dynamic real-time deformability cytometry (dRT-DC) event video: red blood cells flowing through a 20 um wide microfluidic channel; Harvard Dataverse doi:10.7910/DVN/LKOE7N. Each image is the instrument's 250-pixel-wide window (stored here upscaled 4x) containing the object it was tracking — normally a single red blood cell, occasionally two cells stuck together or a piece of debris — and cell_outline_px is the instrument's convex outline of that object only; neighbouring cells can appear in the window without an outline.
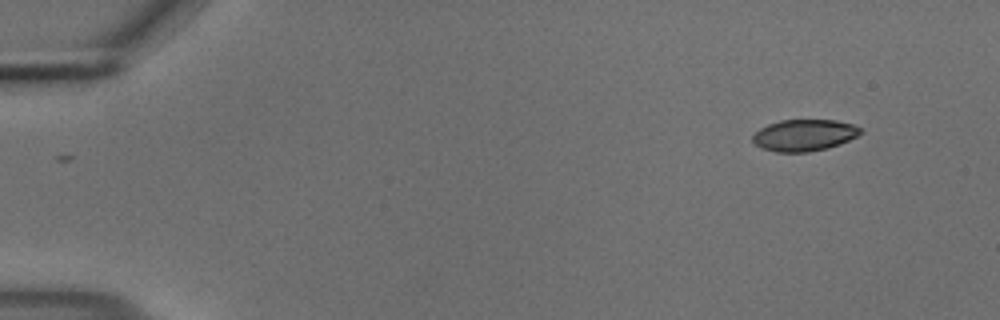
{"species": "common noctule bat (a hibernating species)", "species_latin": "Nyctalus noctula", "temperature_condition": "cold", "stored_images_in_passage": 51, "camera_frame_rate_fps": 3000, "um_per_image_px": 0.085, "animal": {"sex": "male", "body_mass_g": 18.8}, "frame": {"image": 1, "passage_image": 1, "time_ms": 0.0, "image_size_px": [1000, 320], "cell_outline_px": [[860, 132], [856, 136], [840, 144], [828, 148], [808, 152], [776, 152], [764, 148], [756, 144], [752, 140], [752, 136], [760, 128], [768, 124], [780, 120], [836, 120], [852, 124], [860, 128]], "centroid_in_image_um": [68.34, 11.49], "position_along_channel_um": 16.7, "area_um2": 19.65}}
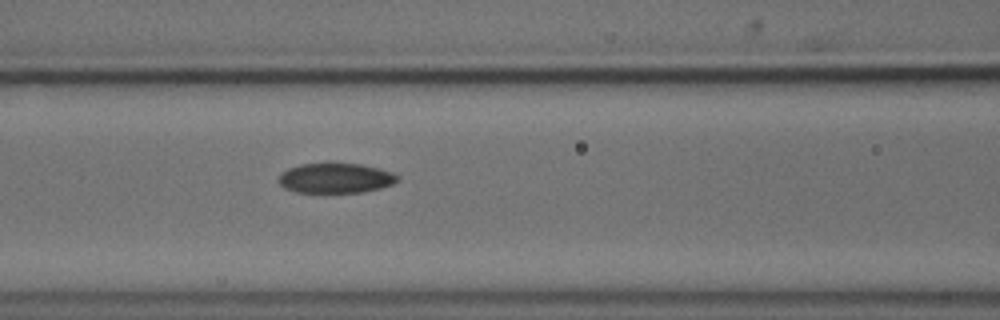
{"frame": {"image": 2, "passage_image": 20, "time_ms": 6.333, "image_size_px": [1000, 320], "cell_outline_px": [[400, 180], [392, 184], [380, 188], [360, 192], [296, 192], [284, 188], [276, 180], [280, 172], [288, 168], [300, 164], [328, 160], [360, 164], [380, 168], [392, 172], [400, 176]], "centroid_in_image_um": [28.49, 15.09], "position_along_channel_um": 138.1, "area_um2": 21.68}}
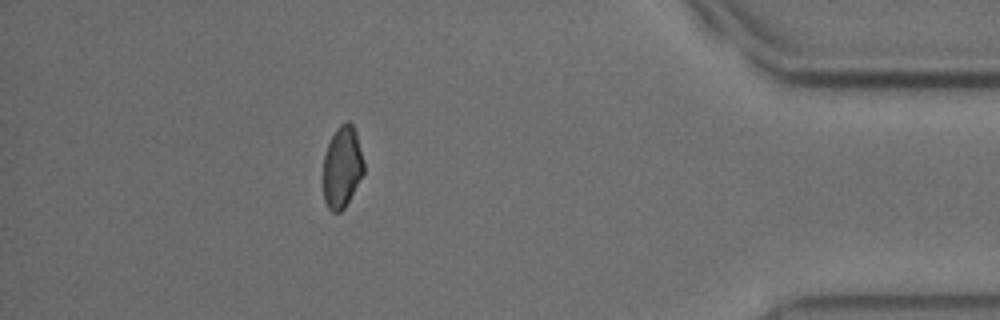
{"frame": {"image": 3, "passage_image": 45, "time_ms": 14.667, "image_size_px": [1000, 320], "cell_outline_px": [[364, 172], [344, 208], [340, 212], [332, 212], [328, 208], [324, 200], [324, 156], [328, 144], [336, 128], [340, 124], [348, 120], [352, 124], [356, 132], [364, 164]], "centroid_in_image_um": [29.08, 14.19], "position_along_channel_um": 406.1, "area_um2": 19.07}, "authors_computed_cell_mechanics": {"area_um2": 20.7502, "velocity_mm_per_s": 3.7005, "shape_relaxation_time_tau1_ms": 6.4937, "shape_relaxation_time_tau2_ms": 4.8697, "deformation_change_tau1": 0.1273, "deformation_change_tau2": 0.0696}}